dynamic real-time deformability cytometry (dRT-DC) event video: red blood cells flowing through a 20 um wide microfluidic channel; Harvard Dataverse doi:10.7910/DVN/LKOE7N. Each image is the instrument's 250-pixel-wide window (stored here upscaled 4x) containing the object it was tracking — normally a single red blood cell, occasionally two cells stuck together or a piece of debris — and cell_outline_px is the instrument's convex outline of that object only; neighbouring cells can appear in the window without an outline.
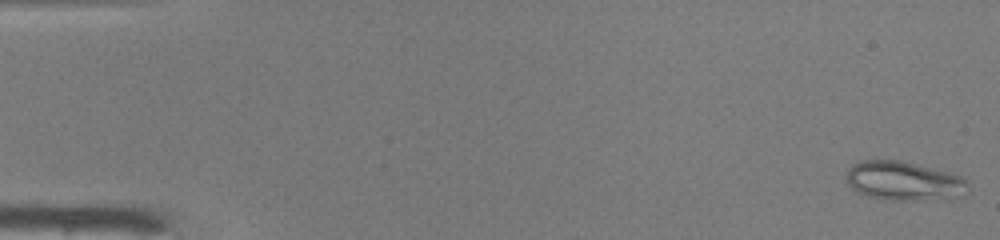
{"species": "common noctule bat (a hibernating species)", "species_latin": "Nyctalus noctula", "temperature_condition": "warm", "stored_images_in_passage": 14, "camera_frame_rate_fps": 3000, "um_per_image_px": 0.085, "animal": {"sex": "male", "body_mass_g": 19.0, "forearm_length_mm": 50.8}, "frame": {"image": 1, "passage_image": 1, "time_ms": 0.0, "image_size_px": [1000, 240], "cell_outline_px": [[968, 192], [908, 200], [892, 200], [868, 196], [856, 192], [848, 184], [844, 176], [848, 168], [852, 164], [864, 160], [900, 160], [948, 172], [960, 176], [964, 180]], "centroid_in_image_um": [76.65, 15.33], "position_along_channel_um": 8.4, "area_um2": 26.7}}